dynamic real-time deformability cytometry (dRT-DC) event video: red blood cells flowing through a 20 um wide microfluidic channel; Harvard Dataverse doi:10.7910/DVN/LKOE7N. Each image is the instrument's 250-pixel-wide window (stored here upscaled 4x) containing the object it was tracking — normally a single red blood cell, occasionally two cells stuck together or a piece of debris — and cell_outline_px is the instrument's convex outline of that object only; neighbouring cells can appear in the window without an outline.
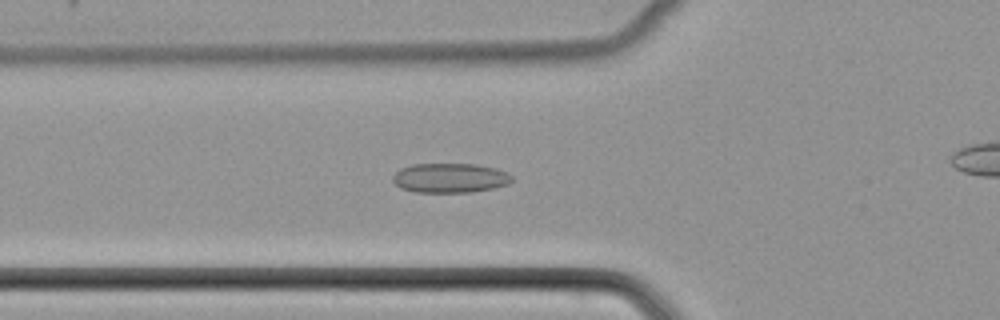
{"species": "common noctule bat (a hibernating species)", "species_latin": "Nyctalus noctula", "temperature_condition": "cold", "stored_images_in_passage": 40, "camera_frame_rate_fps": 3000, "um_per_image_px": 0.085, "animal": {"sex": "female", "body_mass_g": 22.7, "forearm_length_mm": 54.2}, "frame": {"image": 1, "passage_image": 16, "time_ms": 5.0, "image_size_px": [1000, 320], "cell_outline_px": [[512, 180], [508, 184], [492, 188], [472, 192], [416, 192], [400, 188], [392, 180], [392, 176], [400, 168], [412, 164], [476, 164], [496, 168], [512, 176]], "centroid_in_image_um": [38.22, 15.12], "position_along_channel_um": 87.6, "area_um2": 20.46}}
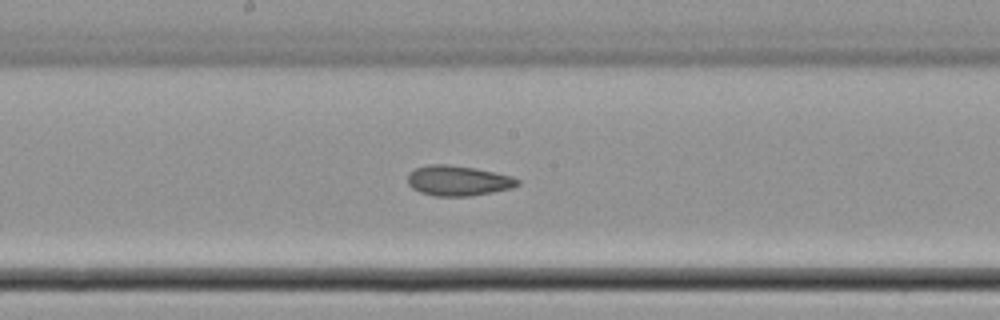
{"frame": {"image": 2, "passage_image": 25, "time_ms": 8.0, "image_size_px": [1000, 320], "cell_outline_px": [[520, 184], [512, 188], [492, 192], [468, 196], [436, 196], [420, 192], [412, 188], [408, 184], [408, 176], [416, 168], [428, 164], [448, 164], [476, 168], [512, 176], [520, 180]], "centroid_in_image_um": [38.96, 15.35], "position_along_channel_um": 209.2, "area_um2": 19.31}}
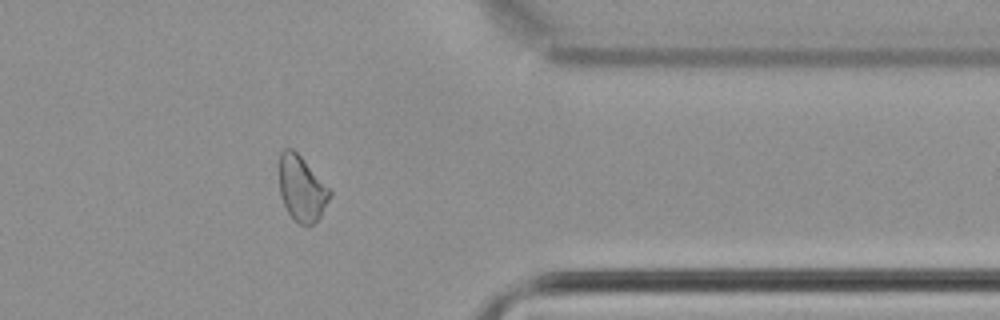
{"frame": {"image": 3, "passage_image": 39, "time_ms": 12.667, "image_size_px": [1000, 320], "cell_outline_px": [[332, 196], [320, 216], [308, 228], [300, 224], [288, 212], [280, 196], [280, 152], [284, 148], [292, 148], [304, 160], [332, 192]], "centroid_in_image_um": [25.65, 16.04], "position_along_channel_um": 385.8, "area_um2": 19.02}}